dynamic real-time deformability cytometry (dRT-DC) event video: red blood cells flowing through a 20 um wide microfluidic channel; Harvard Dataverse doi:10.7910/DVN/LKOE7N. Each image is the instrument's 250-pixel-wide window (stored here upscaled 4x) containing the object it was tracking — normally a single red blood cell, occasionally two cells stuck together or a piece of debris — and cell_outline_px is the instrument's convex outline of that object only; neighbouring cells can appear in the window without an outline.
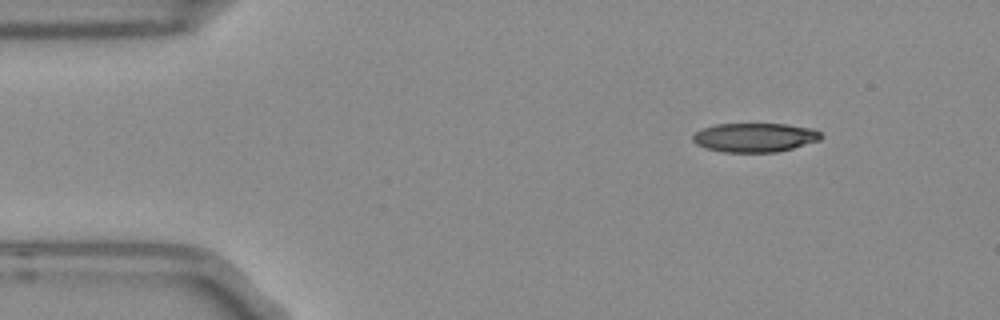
{"species": "Egyptian fruit bat (a non-hibernating species)", "species_latin": "Rousettus aegyptiacus", "temperature_condition": "room temperature", "stored_images_in_passage": 48, "camera_frame_rate_fps": 3000, "um_per_image_px": 0.085, "frame": {"image": 1, "passage_image": 1, "time_ms": 0.0, "image_size_px": [1000, 320], "cell_outline_px": [[824, 136], [820, 140], [792, 148], [776, 152], [724, 152], [708, 148], [696, 144], [692, 140], [692, 136], [696, 132], [704, 128], [716, 124], [784, 124], [812, 128], [820, 132]], "centroid_in_image_um": [64.17, 11.68], "position_along_channel_um": 20.8, "area_um2": 21.56}}
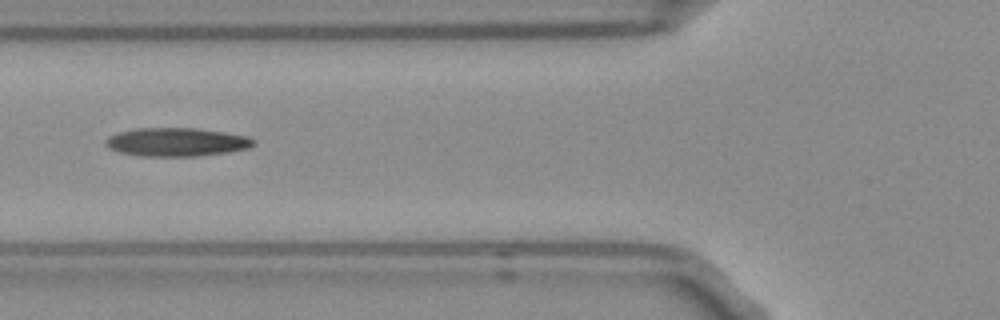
{"frame": {"image": 2, "passage_image": 14, "time_ms": 4.333, "image_size_px": [1000, 320], "cell_outline_px": [[256, 144], [248, 148], [228, 152], [196, 156], [136, 156], [120, 152], [108, 148], [104, 144], [104, 140], [108, 136], [120, 132], [136, 128], [200, 128], [248, 136], [256, 140]], "centroid_in_image_um": [15.0, 12.07], "position_along_channel_um": 110.8, "area_um2": 24.8}}
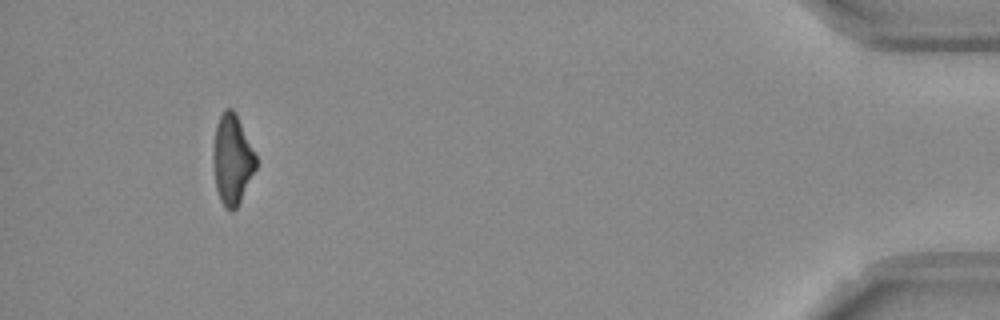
{"frame": {"image": 3, "passage_image": 44, "time_ms": 14.333, "image_size_px": [1000, 320], "cell_outline_px": [[256, 168], [236, 208], [232, 212], [224, 208], [220, 200], [216, 188], [212, 156], [212, 152], [216, 124], [224, 108], [232, 108], [236, 112], [256, 156]], "centroid_in_image_um": [19.71, 13.54], "position_along_channel_um": 415.5, "area_um2": 22.37}, "authors_computed_cell_mechanics": {"area_um2": 23.3512, "velocity_mm_per_s": 3.7927, "shape_relaxation_time_tau1_ms": 9.193, "shape_relaxation_time_tau2_ms": null, "deformation_change_tau1": 0.265, "deformation_change_tau2": null}}